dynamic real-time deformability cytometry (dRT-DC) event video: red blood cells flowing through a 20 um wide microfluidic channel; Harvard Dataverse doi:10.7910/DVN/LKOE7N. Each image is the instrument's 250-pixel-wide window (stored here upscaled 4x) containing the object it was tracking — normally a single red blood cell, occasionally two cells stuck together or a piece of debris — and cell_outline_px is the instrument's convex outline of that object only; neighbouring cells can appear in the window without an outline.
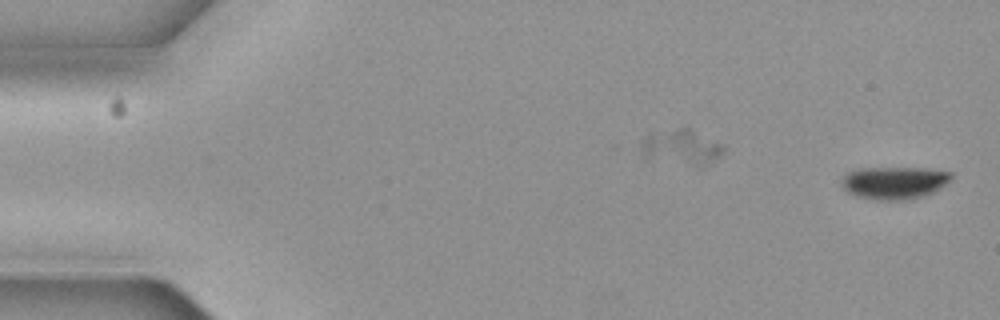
{"species": "common noctule bat (a hibernating species)", "species_latin": "Nyctalus noctula", "temperature_condition": "cold", "stored_images_in_passage": 3, "segment_of_instrument_passage": [2, 2], "camera_frame_rate_fps": 3000, "um_per_image_px": 0.085, "animal": {"sex": "female", "body_mass_g": 19.3, "forearm_length_mm": 54.1}, "frame": {"image": 1, "passage_image": 3, "time_ms": 0.667, "image_size_px": [1000, 320], "cell_outline_px": [[952, 176], [944, 184], [932, 192], [924, 196], [908, 200], [872, 200], [856, 196], [848, 192], [844, 188], [844, 176], [848, 172], [860, 168], [924, 168], [952, 172]], "centroid_in_image_um": [76.01, 15.54], "position_along_channel_um": 9.0, "area_um2": 20.58}}